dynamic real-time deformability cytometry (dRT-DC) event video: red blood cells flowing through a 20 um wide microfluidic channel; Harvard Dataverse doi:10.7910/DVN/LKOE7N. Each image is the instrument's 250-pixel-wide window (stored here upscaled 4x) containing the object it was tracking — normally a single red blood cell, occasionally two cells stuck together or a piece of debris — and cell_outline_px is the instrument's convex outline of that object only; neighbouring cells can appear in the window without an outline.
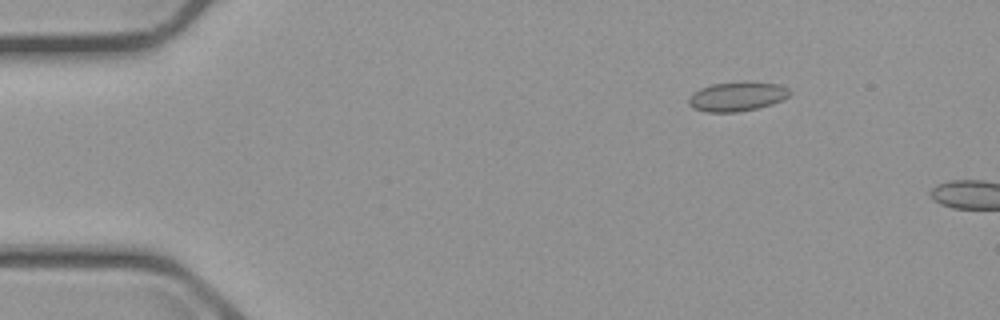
{"species": "common noctule bat (a hibernating species)", "species_latin": "Nyctalus noctula", "temperature_condition": "cold", "stored_images_in_passage": 4, "camera_frame_rate_fps": 3000, "um_per_image_px": 0.085, "animal": {"sex": "male", "body_mass_g": 23.1, "forearm_length_mm": 52.7}, "frame": {"image": 1, "passage_image": 3, "time_ms": 2.333, "image_size_px": [1000, 320], "cell_outline_px": [[792, 92], [784, 100], [772, 104], [756, 108], [736, 112], [708, 112], [692, 108], [688, 104], [688, 96], [692, 92], [700, 88], [712, 84], [736, 80], [744, 80], [780, 84], [788, 88]], "centroid_in_image_um": [62.65, 8.17], "position_along_channel_um": 22.4, "area_um2": 17.86}}